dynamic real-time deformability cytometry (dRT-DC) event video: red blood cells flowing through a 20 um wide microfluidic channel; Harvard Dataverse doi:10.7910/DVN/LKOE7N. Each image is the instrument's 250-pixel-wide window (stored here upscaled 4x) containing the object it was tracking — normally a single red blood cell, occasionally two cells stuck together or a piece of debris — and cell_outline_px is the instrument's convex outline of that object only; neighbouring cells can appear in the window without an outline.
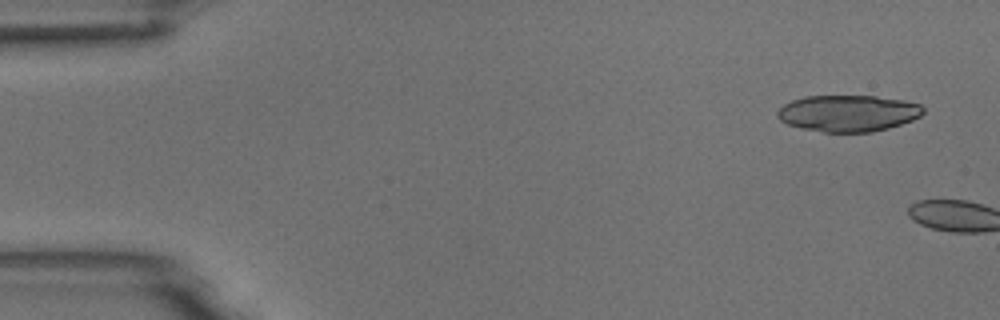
{"species": "common noctule bat (a hibernating species)", "species_latin": "Nyctalus noctula", "temperature_condition": "room temperature", "stored_images_in_passage": 2, "camera_frame_rate_fps": 3000, "um_per_image_px": 0.085, "animal": {"sex": "male", "body_mass_g": 18.8}, "frame": {"image": 1, "passage_image": 1, "time_ms": 0.0, "image_size_px": [1000, 320], "cell_outline_px": [[924, 112], [920, 116], [912, 120], [888, 128], [872, 132], [824, 132], [800, 128], [788, 124], [780, 120], [776, 116], [776, 112], [784, 104], [792, 100], [804, 96], [876, 96], [904, 100], [920, 104], [924, 108]], "centroid_in_image_um": [72.08, 9.62], "position_along_channel_um": 12.9, "area_um2": 31.1}}